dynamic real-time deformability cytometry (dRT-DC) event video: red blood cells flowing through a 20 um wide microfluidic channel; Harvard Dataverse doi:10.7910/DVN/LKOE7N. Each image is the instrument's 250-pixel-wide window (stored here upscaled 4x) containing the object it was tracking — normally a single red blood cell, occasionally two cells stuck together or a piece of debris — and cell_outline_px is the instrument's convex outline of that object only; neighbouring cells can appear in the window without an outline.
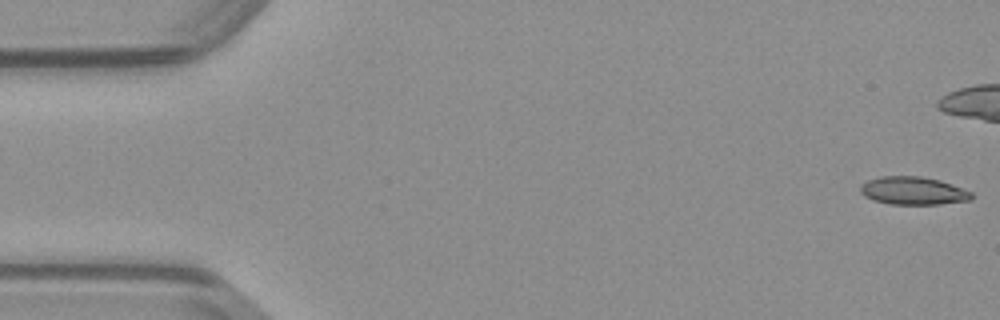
{"species": "common noctule bat (a hibernating species)", "species_latin": "Nyctalus noctula", "temperature_condition": "warm", "stored_images_in_passage": 38, "camera_frame_rate_fps": 3000, "um_per_image_px": 0.085, "animal": {"sex": "male", "body_mass_g": 23.1, "forearm_length_mm": 52.7}, "frame": {"image": 1, "passage_image": 1, "time_ms": 0.0, "image_size_px": [1000, 320], "cell_outline_px": [[972, 200], [940, 204], [892, 204], [872, 200], [864, 196], [860, 192], [860, 184], [868, 180], [880, 176], [920, 176], [940, 180], [972, 192]], "centroid_in_image_um": [77.59, 16.21], "position_along_channel_um": 7.4, "area_um2": 18.15}}
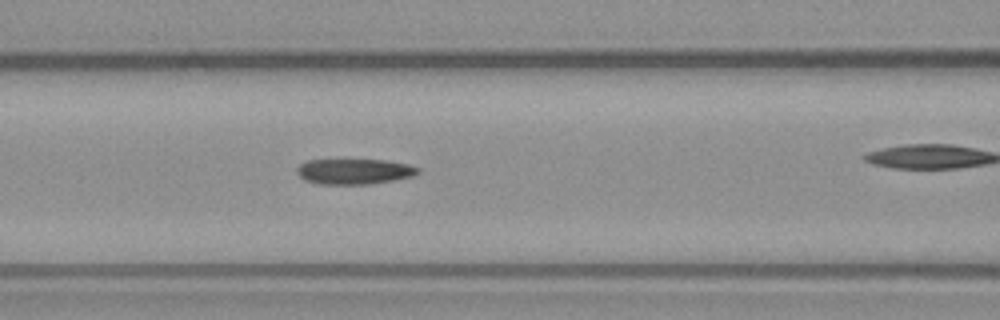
{"frame": {"image": 2, "passage_image": 20, "time_ms": 6.333, "image_size_px": [1000, 320], "cell_outline_px": [[420, 172], [416, 176], [368, 184], [320, 184], [304, 180], [296, 172], [296, 168], [300, 164], [308, 160], [388, 160], [408, 164], [420, 168]], "centroid_in_image_um": [30.14, 14.57], "position_along_channel_um": 136.5, "area_um2": 18.03}}
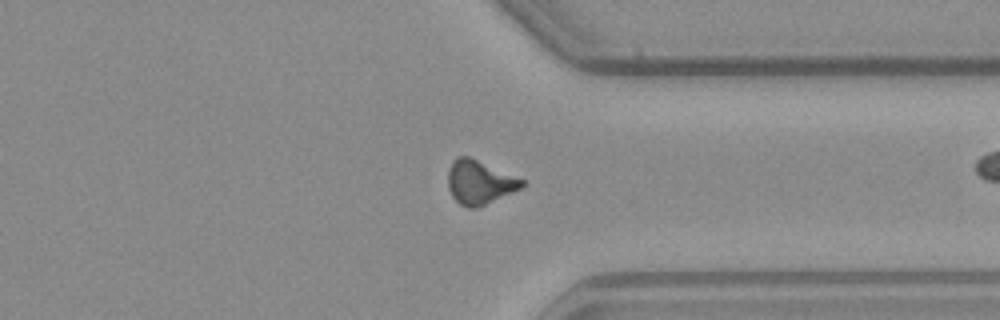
{"frame": {"image": 3, "passage_image": 37, "time_ms": 12.0, "image_size_px": [1000, 320], "cell_outline_px": [[524, 184], [520, 188], [512, 192], [476, 208], [468, 208], [460, 204], [452, 196], [448, 188], [448, 168], [452, 160], [456, 156], [468, 156], [524, 180]], "centroid_in_image_um": [40.7, 15.48], "position_along_channel_um": 370.7, "area_um2": 18.61}}